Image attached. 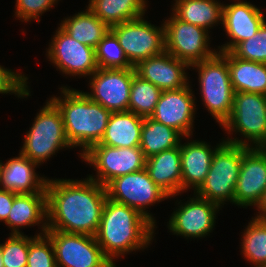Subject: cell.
Masks as SVG:
<instances>
[{
	"mask_svg": "<svg viewBox=\"0 0 266 267\" xmlns=\"http://www.w3.org/2000/svg\"><path fill=\"white\" fill-rule=\"evenodd\" d=\"M47 228L95 236L107 199L106 189L89 179L47 180Z\"/></svg>",
	"mask_w": 266,
	"mask_h": 267,
	"instance_id": "cell-1",
	"label": "cell"
},
{
	"mask_svg": "<svg viewBox=\"0 0 266 267\" xmlns=\"http://www.w3.org/2000/svg\"><path fill=\"white\" fill-rule=\"evenodd\" d=\"M154 228L139 211L107 198L95 238L115 265L114 257L147 248L154 237Z\"/></svg>",
	"mask_w": 266,
	"mask_h": 267,
	"instance_id": "cell-2",
	"label": "cell"
},
{
	"mask_svg": "<svg viewBox=\"0 0 266 267\" xmlns=\"http://www.w3.org/2000/svg\"><path fill=\"white\" fill-rule=\"evenodd\" d=\"M60 97L50 100L61 111L68 142L80 148L83 155L92 145L101 141L108 124L111 112L92 101L85 92L63 86Z\"/></svg>",
	"mask_w": 266,
	"mask_h": 267,
	"instance_id": "cell-3",
	"label": "cell"
},
{
	"mask_svg": "<svg viewBox=\"0 0 266 267\" xmlns=\"http://www.w3.org/2000/svg\"><path fill=\"white\" fill-rule=\"evenodd\" d=\"M190 67L198 71L200 93L205 107L223 126L232 112L235 93L230 80L228 52H217L213 57Z\"/></svg>",
	"mask_w": 266,
	"mask_h": 267,
	"instance_id": "cell-4",
	"label": "cell"
},
{
	"mask_svg": "<svg viewBox=\"0 0 266 267\" xmlns=\"http://www.w3.org/2000/svg\"><path fill=\"white\" fill-rule=\"evenodd\" d=\"M66 147L72 148L65 133L61 111L49 100L40 109L24 137L20 153L41 165L51 155Z\"/></svg>",
	"mask_w": 266,
	"mask_h": 267,
	"instance_id": "cell-5",
	"label": "cell"
},
{
	"mask_svg": "<svg viewBox=\"0 0 266 267\" xmlns=\"http://www.w3.org/2000/svg\"><path fill=\"white\" fill-rule=\"evenodd\" d=\"M222 127L228 134L239 132L246 138L243 140L227 137L224 141L228 143L246 147H264L266 145V95L235 92L232 112Z\"/></svg>",
	"mask_w": 266,
	"mask_h": 267,
	"instance_id": "cell-6",
	"label": "cell"
},
{
	"mask_svg": "<svg viewBox=\"0 0 266 267\" xmlns=\"http://www.w3.org/2000/svg\"><path fill=\"white\" fill-rule=\"evenodd\" d=\"M242 156L243 146L224 141L213 154L204 182L194 193L219 206L225 201L233 204Z\"/></svg>",
	"mask_w": 266,
	"mask_h": 267,
	"instance_id": "cell-7",
	"label": "cell"
},
{
	"mask_svg": "<svg viewBox=\"0 0 266 267\" xmlns=\"http://www.w3.org/2000/svg\"><path fill=\"white\" fill-rule=\"evenodd\" d=\"M105 189L107 198L139 211L154 226L156 220L145 211L147 206L170 198L150 178L146 168L111 180Z\"/></svg>",
	"mask_w": 266,
	"mask_h": 267,
	"instance_id": "cell-8",
	"label": "cell"
},
{
	"mask_svg": "<svg viewBox=\"0 0 266 267\" xmlns=\"http://www.w3.org/2000/svg\"><path fill=\"white\" fill-rule=\"evenodd\" d=\"M57 267H116L103 253L95 236L47 230Z\"/></svg>",
	"mask_w": 266,
	"mask_h": 267,
	"instance_id": "cell-9",
	"label": "cell"
},
{
	"mask_svg": "<svg viewBox=\"0 0 266 267\" xmlns=\"http://www.w3.org/2000/svg\"><path fill=\"white\" fill-rule=\"evenodd\" d=\"M129 62L135 67L140 61L165 51V28L156 27L143 16L110 27Z\"/></svg>",
	"mask_w": 266,
	"mask_h": 267,
	"instance_id": "cell-10",
	"label": "cell"
},
{
	"mask_svg": "<svg viewBox=\"0 0 266 267\" xmlns=\"http://www.w3.org/2000/svg\"><path fill=\"white\" fill-rule=\"evenodd\" d=\"M81 157L97 170L88 178L104 187L113 179L145 169L146 158L140 147H109L92 145Z\"/></svg>",
	"mask_w": 266,
	"mask_h": 267,
	"instance_id": "cell-11",
	"label": "cell"
},
{
	"mask_svg": "<svg viewBox=\"0 0 266 267\" xmlns=\"http://www.w3.org/2000/svg\"><path fill=\"white\" fill-rule=\"evenodd\" d=\"M164 21L165 51L189 66L213 57L218 51L209 48L207 30L184 22L171 13Z\"/></svg>",
	"mask_w": 266,
	"mask_h": 267,
	"instance_id": "cell-12",
	"label": "cell"
},
{
	"mask_svg": "<svg viewBox=\"0 0 266 267\" xmlns=\"http://www.w3.org/2000/svg\"><path fill=\"white\" fill-rule=\"evenodd\" d=\"M52 39L46 55L63 74L86 77L98 69L95 48L81 44L61 27Z\"/></svg>",
	"mask_w": 266,
	"mask_h": 267,
	"instance_id": "cell-13",
	"label": "cell"
},
{
	"mask_svg": "<svg viewBox=\"0 0 266 267\" xmlns=\"http://www.w3.org/2000/svg\"><path fill=\"white\" fill-rule=\"evenodd\" d=\"M135 73V68H98L90 77L92 91L85 94L111 113L129 111L130 88Z\"/></svg>",
	"mask_w": 266,
	"mask_h": 267,
	"instance_id": "cell-14",
	"label": "cell"
},
{
	"mask_svg": "<svg viewBox=\"0 0 266 267\" xmlns=\"http://www.w3.org/2000/svg\"><path fill=\"white\" fill-rule=\"evenodd\" d=\"M266 191V149L243 146V156L235 191L234 204L258 206Z\"/></svg>",
	"mask_w": 266,
	"mask_h": 267,
	"instance_id": "cell-15",
	"label": "cell"
},
{
	"mask_svg": "<svg viewBox=\"0 0 266 267\" xmlns=\"http://www.w3.org/2000/svg\"><path fill=\"white\" fill-rule=\"evenodd\" d=\"M190 85L162 91L153 114V120L170 126L185 137H190L195 117V98Z\"/></svg>",
	"mask_w": 266,
	"mask_h": 267,
	"instance_id": "cell-16",
	"label": "cell"
},
{
	"mask_svg": "<svg viewBox=\"0 0 266 267\" xmlns=\"http://www.w3.org/2000/svg\"><path fill=\"white\" fill-rule=\"evenodd\" d=\"M222 208L217 203L208 201L196 195L185 204H181L169 219L168 229L173 234L199 238L212 231L216 213Z\"/></svg>",
	"mask_w": 266,
	"mask_h": 267,
	"instance_id": "cell-17",
	"label": "cell"
},
{
	"mask_svg": "<svg viewBox=\"0 0 266 267\" xmlns=\"http://www.w3.org/2000/svg\"><path fill=\"white\" fill-rule=\"evenodd\" d=\"M236 1L223 6L222 25L231 40L218 46L219 52H230L238 43L252 37L265 22L263 12L257 6Z\"/></svg>",
	"mask_w": 266,
	"mask_h": 267,
	"instance_id": "cell-18",
	"label": "cell"
},
{
	"mask_svg": "<svg viewBox=\"0 0 266 267\" xmlns=\"http://www.w3.org/2000/svg\"><path fill=\"white\" fill-rule=\"evenodd\" d=\"M189 65L167 51L140 61L134 68L136 74L161 91L176 90L189 84L185 70ZM188 81V82H187Z\"/></svg>",
	"mask_w": 266,
	"mask_h": 267,
	"instance_id": "cell-19",
	"label": "cell"
},
{
	"mask_svg": "<svg viewBox=\"0 0 266 267\" xmlns=\"http://www.w3.org/2000/svg\"><path fill=\"white\" fill-rule=\"evenodd\" d=\"M38 165L23 154L10 158L0 167V189L15 194L46 193V177L35 172Z\"/></svg>",
	"mask_w": 266,
	"mask_h": 267,
	"instance_id": "cell-20",
	"label": "cell"
},
{
	"mask_svg": "<svg viewBox=\"0 0 266 267\" xmlns=\"http://www.w3.org/2000/svg\"><path fill=\"white\" fill-rule=\"evenodd\" d=\"M223 142L224 140L213 150L209 144L199 140H190V142L180 144L181 193L190 188H193L195 192L202 185L209 172L213 154Z\"/></svg>",
	"mask_w": 266,
	"mask_h": 267,
	"instance_id": "cell-21",
	"label": "cell"
},
{
	"mask_svg": "<svg viewBox=\"0 0 266 267\" xmlns=\"http://www.w3.org/2000/svg\"><path fill=\"white\" fill-rule=\"evenodd\" d=\"M46 218V219H45ZM5 223L10 234H22L19 228L42 224L41 235L47 228V193L16 194Z\"/></svg>",
	"mask_w": 266,
	"mask_h": 267,
	"instance_id": "cell-22",
	"label": "cell"
},
{
	"mask_svg": "<svg viewBox=\"0 0 266 267\" xmlns=\"http://www.w3.org/2000/svg\"><path fill=\"white\" fill-rule=\"evenodd\" d=\"M146 170L155 184L169 197L181 193L180 146L164 150L146 159Z\"/></svg>",
	"mask_w": 266,
	"mask_h": 267,
	"instance_id": "cell-23",
	"label": "cell"
},
{
	"mask_svg": "<svg viewBox=\"0 0 266 267\" xmlns=\"http://www.w3.org/2000/svg\"><path fill=\"white\" fill-rule=\"evenodd\" d=\"M144 118L131 111L111 113L101 141L94 145L139 147Z\"/></svg>",
	"mask_w": 266,
	"mask_h": 267,
	"instance_id": "cell-24",
	"label": "cell"
},
{
	"mask_svg": "<svg viewBox=\"0 0 266 267\" xmlns=\"http://www.w3.org/2000/svg\"><path fill=\"white\" fill-rule=\"evenodd\" d=\"M228 68L234 92L266 95V64L246 61L228 52Z\"/></svg>",
	"mask_w": 266,
	"mask_h": 267,
	"instance_id": "cell-25",
	"label": "cell"
},
{
	"mask_svg": "<svg viewBox=\"0 0 266 267\" xmlns=\"http://www.w3.org/2000/svg\"><path fill=\"white\" fill-rule=\"evenodd\" d=\"M172 13L180 20L208 31L215 24H222L223 6L217 0H175Z\"/></svg>",
	"mask_w": 266,
	"mask_h": 267,
	"instance_id": "cell-26",
	"label": "cell"
},
{
	"mask_svg": "<svg viewBox=\"0 0 266 267\" xmlns=\"http://www.w3.org/2000/svg\"><path fill=\"white\" fill-rule=\"evenodd\" d=\"M60 27L81 44L96 48L108 33L110 27L97 17L88 7L72 17L64 18Z\"/></svg>",
	"mask_w": 266,
	"mask_h": 267,
	"instance_id": "cell-27",
	"label": "cell"
},
{
	"mask_svg": "<svg viewBox=\"0 0 266 267\" xmlns=\"http://www.w3.org/2000/svg\"><path fill=\"white\" fill-rule=\"evenodd\" d=\"M88 8L109 27L145 15L146 0H89Z\"/></svg>",
	"mask_w": 266,
	"mask_h": 267,
	"instance_id": "cell-28",
	"label": "cell"
},
{
	"mask_svg": "<svg viewBox=\"0 0 266 267\" xmlns=\"http://www.w3.org/2000/svg\"><path fill=\"white\" fill-rule=\"evenodd\" d=\"M181 137L183 135L174 128L146 117L143 120L139 147L147 159L164 150L180 146Z\"/></svg>",
	"mask_w": 266,
	"mask_h": 267,
	"instance_id": "cell-29",
	"label": "cell"
},
{
	"mask_svg": "<svg viewBox=\"0 0 266 267\" xmlns=\"http://www.w3.org/2000/svg\"><path fill=\"white\" fill-rule=\"evenodd\" d=\"M242 236L244 258L255 267H266V220L252 218Z\"/></svg>",
	"mask_w": 266,
	"mask_h": 267,
	"instance_id": "cell-30",
	"label": "cell"
},
{
	"mask_svg": "<svg viewBox=\"0 0 266 267\" xmlns=\"http://www.w3.org/2000/svg\"><path fill=\"white\" fill-rule=\"evenodd\" d=\"M161 93L158 87L135 73L130 88L129 111L143 118L150 117Z\"/></svg>",
	"mask_w": 266,
	"mask_h": 267,
	"instance_id": "cell-31",
	"label": "cell"
},
{
	"mask_svg": "<svg viewBox=\"0 0 266 267\" xmlns=\"http://www.w3.org/2000/svg\"><path fill=\"white\" fill-rule=\"evenodd\" d=\"M96 62L101 69H129V62L116 35L109 30L95 48Z\"/></svg>",
	"mask_w": 266,
	"mask_h": 267,
	"instance_id": "cell-32",
	"label": "cell"
},
{
	"mask_svg": "<svg viewBox=\"0 0 266 267\" xmlns=\"http://www.w3.org/2000/svg\"><path fill=\"white\" fill-rule=\"evenodd\" d=\"M4 267H26L29 237L22 234H11L9 238L0 244Z\"/></svg>",
	"mask_w": 266,
	"mask_h": 267,
	"instance_id": "cell-33",
	"label": "cell"
},
{
	"mask_svg": "<svg viewBox=\"0 0 266 267\" xmlns=\"http://www.w3.org/2000/svg\"><path fill=\"white\" fill-rule=\"evenodd\" d=\"M230 52L239 59L266 64V21L252 37L238 43Z\"/></svg>",
	"mask_w": 266,
	"mask_h": 267,
	"instance_id": "cell-34",
	"label": "cell"
},
{
	"mask_svg": "<svg viewBox=\"0 0 266 267\" xmlns=\"http://www.w3.org/2000/svg\"><path fill=\"white\" fill-rule=\"evenodd\" d=\"M26 267H57L54 246L46 234L29 237Z\"/></svg>",
	"mask_w": 266,
	"mask_h": 267,
	"instance_id": "cell-35",
	"label": "cell"
},
{
	"mask_svg": "<svg viewBox=\"0 0 266 267\" xmlns=\"http://www.w3.org/2000/svg\"><path fill=\"white\" fill-rule=\"evenodd\" d=\"M27 80L28 78L24 74L13 72L0 65V93H13L20 98L28 97L30 91Z\"/></svg>",
	"mask_w": 266,
	"mask_h": 267,
	"instance_id": "cell-36",
	"label": "cell"
},
{
	"mask_svg": "<svg viewBox=\"0 0 266 267\" xmlns=\"http://www.w3.org/2000/svg\"><path fill=\"white\" fill-rule=\"evenodd\" d=\"M58 0H16L15 15L24 22L37 20L44 12L48 11Z\"/></svg>",
	"mask_w": 266,
	"mask_h": 267,
	"instance_id": "cell-37",
	"label": "cell"
},
{
	"mask_svg": "<svg viewBox=\"0 0 266 267\" xmlns=\"http://www.w3.org/2000/svg\"><path fill=\"white\" fill-rule=\"evenodd\" d=\"M15 193L0 189V221H6L12 208Z\"/></svg>",
	"mask_w": 266,
	"mask_h": 267,
	"instance_id": "cell-38",
	"label": "cell"
},
{
	"mask_svg": "<svg viewBox=\"0 0 266 267\" xmlns=\"http://www.w3.org/2000/svg\"><path fill=\"white\" fill-rule=\"evenodd\" d=\"M257 210L259 211V215L255 216L256 218L266 220V191L264 193V196L260 202V204L257 206ZM261 212V213H260Z\"/></svg>",
	"mask_w": 266,
	"mask_h": 267,
	"instance_id": "cell-39",
	"label": "cell"
},
{
	"mask_svg": "<svg viewBox=\"0 0 266 267\" xmlns=\"http://www.w3.org/2000/svg\"><path fill=\"white\" fill-rule=\"evenodd\" d=\"M0 267H4V265H3V261H2L1 250H0Z\"/></svg>",
	"mask_w": 266,
	"mask_h": 267,
	"instance_id": "cell-40",
	"label": "cell"
}]
</instances>
